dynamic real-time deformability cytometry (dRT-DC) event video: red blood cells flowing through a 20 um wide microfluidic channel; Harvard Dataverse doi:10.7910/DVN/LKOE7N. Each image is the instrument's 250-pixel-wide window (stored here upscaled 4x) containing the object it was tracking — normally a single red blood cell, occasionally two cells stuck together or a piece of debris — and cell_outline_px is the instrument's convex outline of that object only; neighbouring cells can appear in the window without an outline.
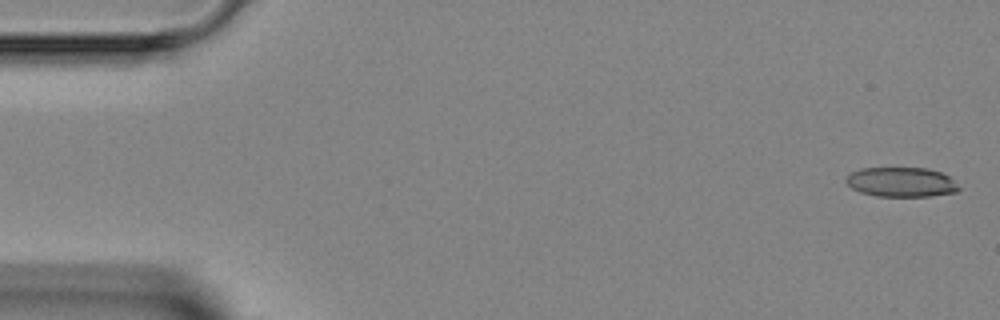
{"species": "Egyptian fruit bat (a non-hibernating species)", "species_latin": "Rousettus aegyptiacus", "temperature_condition": "room temperature", "stored_images_in_passage": 5, "camera_frame_rate_fps": 3000, "um_per_image_px": 0.085, "animal": {"sex": "female"}, "frame": {"image": 1, "passage_image": 1, "time_ms": 0.0, "image_size_px": [1000, 320], "cell_outline_px": [[960, 188], [956, 192], [932, 196], [876, 196], [860, 192], [852, 188], [844, 180], [852, 172], [860, 168], [928, 168], [940, 172], [948, 176]], "centroid_in_image_um": [76.59, 15.48], "position_along_channel_um": 8.4, "area_um2": 19.36}}
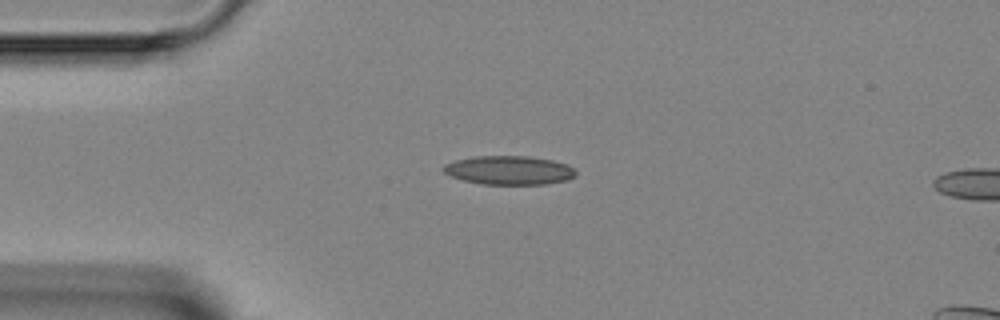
{"frame": {"image": 2, "passage_image": 4, "time_ms": 3.333, "image_size_px": [1000, 320], "cell_outline_px": [[576, 176], [568, 180], [544, 184], [484, 184], [464, 180], [448, 176], [440, 168], [444, 164], [456, 160], [472, 156], [528, 156], [552, 160], [568, 164], [576, 172]], "centroid_in_image_um": [43.25, 14.46], "position_along_channel_um": 41.8, "area_um2": 22.37}}